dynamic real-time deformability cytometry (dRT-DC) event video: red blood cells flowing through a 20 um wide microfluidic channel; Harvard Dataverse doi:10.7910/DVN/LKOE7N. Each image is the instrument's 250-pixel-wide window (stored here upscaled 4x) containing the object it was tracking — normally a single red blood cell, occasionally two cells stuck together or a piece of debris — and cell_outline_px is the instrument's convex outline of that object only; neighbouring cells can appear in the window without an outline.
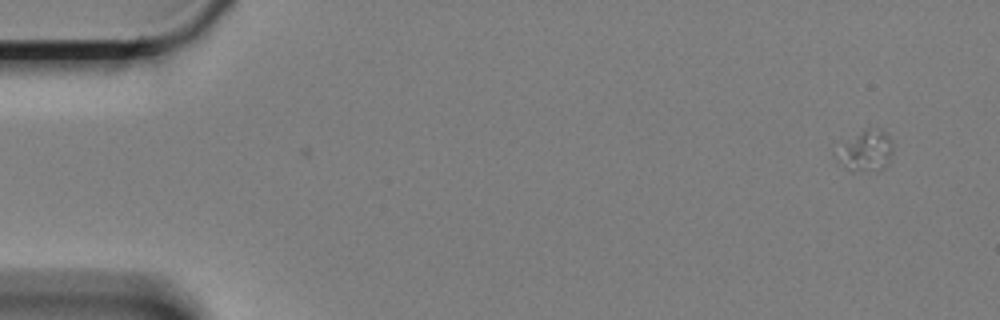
{"species": "Egyptian fruit bat (a non-hibernating species)", "species_latin": "Rousettus aegyptiacus", "temperature_condition": "cold", "stored_images_in_passage": 5, "camera_frame_rate_fps": 3000, "um_per_image_px": 0.085, "animal": {"sex": "female"}, "frame": {"image": 1, "passage_image": 5, "time_ms": 1.333, "image_size_px": [1000, 320], "cell_outline_px": [[892, 152], [888, 164], [884, 168], [876, 172], [852, 172], [848, 168], [844, 144], [864, 128], [880, 128], [888, 136], [892, 148]], "centroid_in_image_um": [73.81, 12.83], "position_along_channel_um": 11.2, "area_um2": 12.25}}